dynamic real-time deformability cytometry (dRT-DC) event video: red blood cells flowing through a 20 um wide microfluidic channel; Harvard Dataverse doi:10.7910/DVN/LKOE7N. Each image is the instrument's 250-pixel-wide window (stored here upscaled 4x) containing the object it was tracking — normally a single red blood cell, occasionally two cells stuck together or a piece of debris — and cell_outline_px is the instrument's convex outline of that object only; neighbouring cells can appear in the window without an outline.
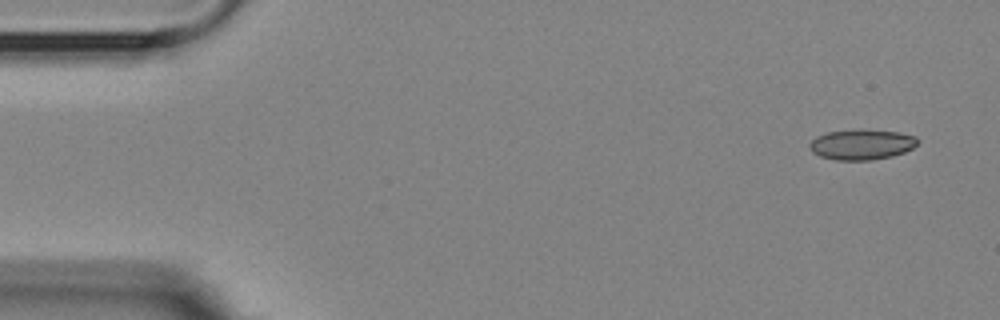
{"species": "Egyptian fruit bat (a non-hibernating species)", "species_latin": "Rousettus aegyptiacus", "temperature_condition": "room temperature", "stored_images_in_passage": 6, "camera_frame_rate_fps": 3000, "um_per_image_px": 0.085, "animal": {"sex": "female"}, "frame": {"image": 1, "passage_image": 1, "time_ms": 0.0, "image_size_px": [1000, 320], "cell_outline_px": [[920, 140], [912, 148], [904, 152], [892, 156], [872, 160], [836, 160], [820, 156], [812, 152], [808, 144], [816, 136], [828, 132], [856, 128], [860, 128], [900, 132], [916, 136]], "centroid_in_image_um": [73.25, 12.26], "position_along_channel_um": 11.8, "area_um2": 19.48}}
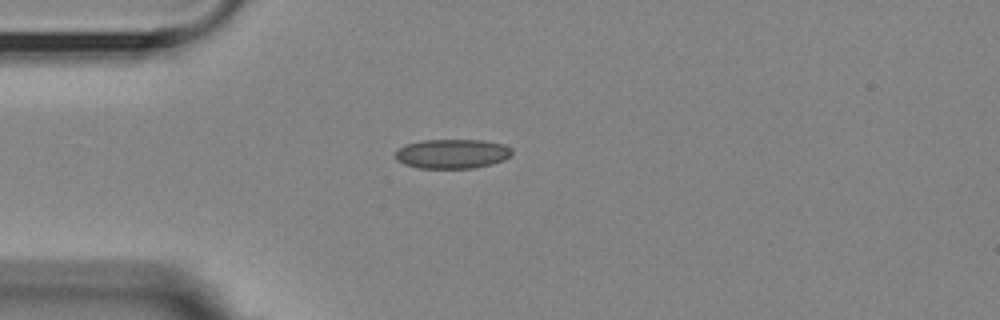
{"frame": {"image": 2, "passage_image": 4, "time_ms": 3.667, "image_size_px": [1000, 320], "cell_outline_px": [[512, 156], [504, 160], [492, 164], [472, 168], [416, 168], [404, 164], [396, 160], [396, 152], [404, 144], [420, 140], [484, 140], [504, 144], [512, 148]], "centroid_in_image_um": [38.45, 13.07], "position_along_channel_um": 46.5, "area_um2": 20.23}}
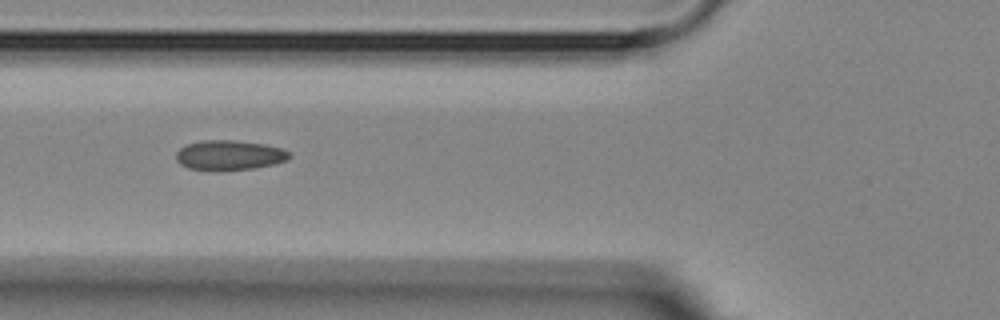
{"frame": {"image": 3, "passage_image": 6, "time_ms": 5.667, "image_size_px": [1000, 320], "cell_outline_px": [[292, 156], [288, 160], [276, 164], [252, 168], [188, 168], [180, 164], [176, 160], [176, 152], [180, 148], [188, 144], [200, 140], [236, 140], [264, 144], [284, 148]], "centroid_in_image_um": [19.54, 13.15], "position_along_channel_um": 106.3, "area_um2": 19.25}}